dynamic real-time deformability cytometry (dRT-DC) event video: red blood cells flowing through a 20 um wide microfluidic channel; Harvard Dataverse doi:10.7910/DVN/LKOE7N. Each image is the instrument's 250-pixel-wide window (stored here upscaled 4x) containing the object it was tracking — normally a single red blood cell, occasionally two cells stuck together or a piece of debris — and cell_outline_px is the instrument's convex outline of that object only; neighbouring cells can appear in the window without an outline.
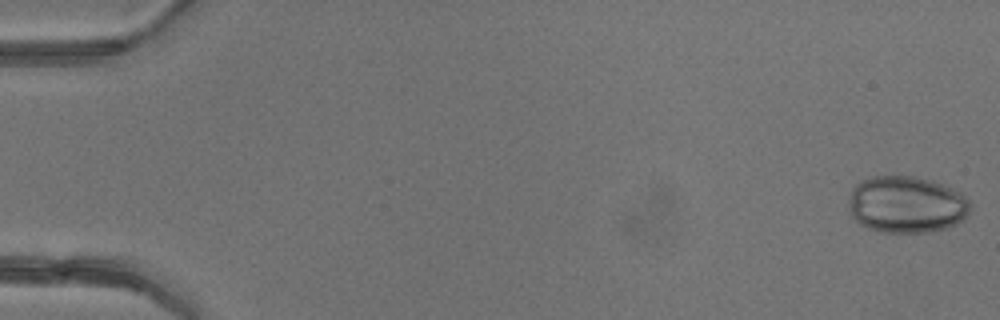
{"species": "common noctule bat (a hibernating species)", "species_latin": "Nyctalus noctula", "temperature_condition": "warm", "stored_images_in_passage": 4, "camera_frame_rate_fps": 3000, "um_per_image_px": 0.085, "animal": {"sex": "female"}, "frame": {"image": 1, "passage_image": 1, "time_ms": 0.0, "image_size_px": [1000, 320], "cell_outline_px": [[968, 212], [956, 224], [944, 228], [928, 232], [880, 232], [868, 228], [860, 224], [852, 216], [848, 208], [848, 200], [852, 188], [856, 184], [872, 176], [912, 176], [928, 180], [952, 188], [960, 192], [968, 200]], "centroid_in_image_um": [76.99, 17.39], "position_along_channel_um": 8.0, "area_um2": 39.94}}